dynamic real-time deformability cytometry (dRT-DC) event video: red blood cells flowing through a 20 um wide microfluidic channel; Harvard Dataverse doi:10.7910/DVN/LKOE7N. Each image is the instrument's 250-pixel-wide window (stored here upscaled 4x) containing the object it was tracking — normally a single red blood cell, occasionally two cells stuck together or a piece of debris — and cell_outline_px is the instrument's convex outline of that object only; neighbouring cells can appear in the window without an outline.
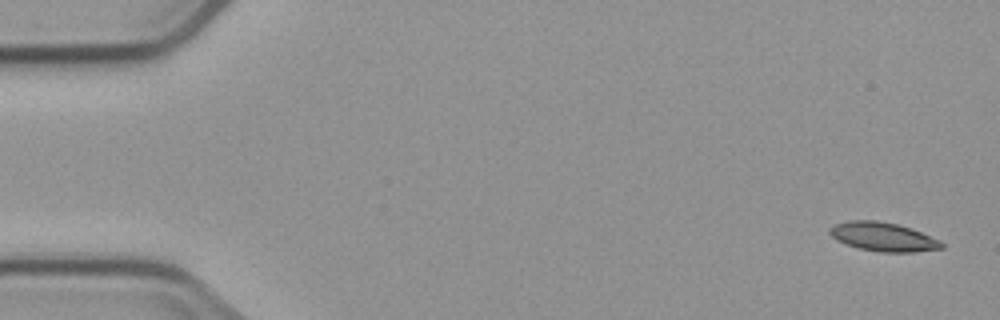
{"species": "common noctule bat (a hibernating species)", "species_latin": "Nyctalus noctula", "temperature_condition": "cold", "stored_images_in_passage": 5, "segment_of_instrument_passage": [1, 2], "camera_frame_rate_fps": 3000, "um_per_image_px": 0.085, "animal": {"sex": "male", "body_mass_g": 23.1, "forearm_length_mm": 52.7}, "frame": {"image": 1, "passage_image": 1, "time_ms": 0.0, "image_size_px": [1000, 320], "cell_outline_px": [[944, 248], [912, 252], [880, 252], [860, 248], [836, 240], [828, 232], [828, 228], [836, 224], [848, 220], [876, 220], [896, 224], [912, 228], [940, 240], [944, 244]], "centroid_in_image_um": [75.07, 20.12], "position_along_channel_um": 9.9, "area_um2": 18.79}}